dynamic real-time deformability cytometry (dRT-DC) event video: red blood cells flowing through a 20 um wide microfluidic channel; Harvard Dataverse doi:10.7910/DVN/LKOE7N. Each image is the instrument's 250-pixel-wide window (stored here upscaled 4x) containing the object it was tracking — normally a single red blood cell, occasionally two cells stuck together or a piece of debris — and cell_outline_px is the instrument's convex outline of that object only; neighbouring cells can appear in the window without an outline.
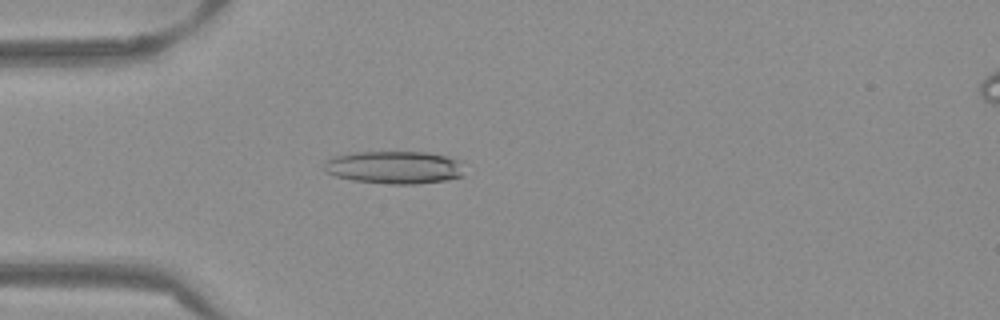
{"species": "Egyptian fruit bat (a non-hibernating species)", "species_latin": "Rousettus aegyptiacus", "temperature_condition": "warm", "stored_images_in_passage": 51, "camera_frame_rate_fps": 3000, "um_per_image_px": 0.085, "frame": {"image": 1, "passage_image": 14, "time_ms": 4.333, "image_size_px": [1000, 320], "cell_outline_px": [[464, 176], [444, 180], [416, 184], [392, 184], [352, 180], [336, 176], [324, 172], [324, 160], [336, 156], [352, 152], [424, 152], [448, 156], [460, 160]], "centroid_in_image_um": [33.51, 14.22], "position_along_channel_um": 51.5, "area_um2": 26.88}}
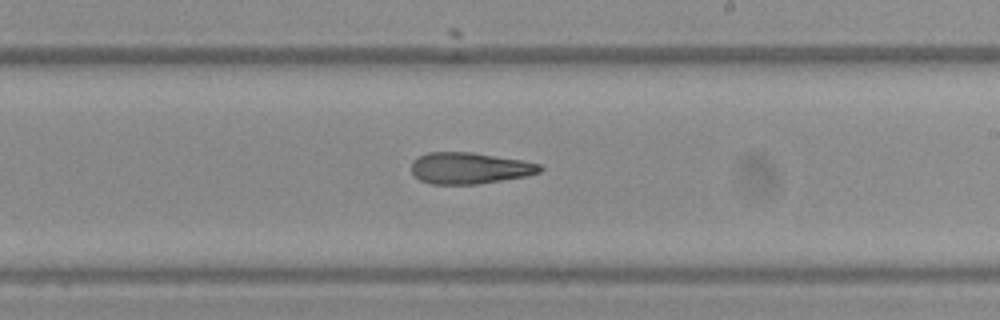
{"frame": {"image": 2, "passage_image": 30, "time_ms": 9.667, "image_size_px": [1000, 320], "cell_outline_px": [[544, 168], [540, 172], [528, 176], [476, 184], [432, 184], [420, 180], [412, 172], [412, 160], [428, 152], [472, 152], [524, 160], [540, 164]], "centroid_in_image_um": [39.95, 14.28], "position_along_channel_um": 249.1, "area_um2": 23.58}}
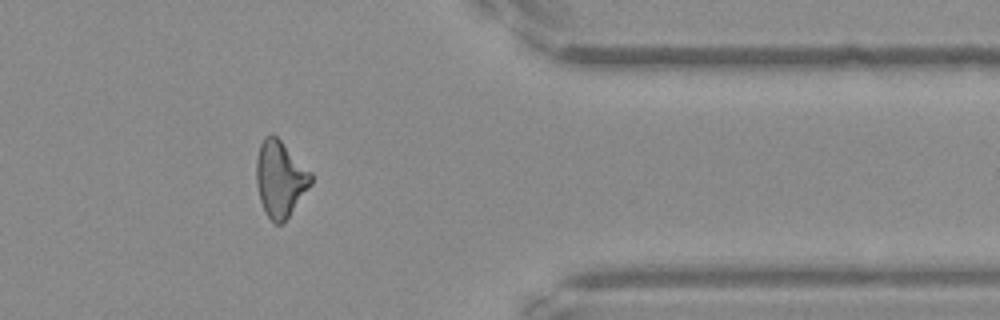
{"frame": {"image": 3, "passage_image": 42, "time_ms": 13.667, "image_size_px": [1000, 320], "cell_outline_px": [[312, 184], [288, 216], [280, 224], [276, 224], [264, 212], [260, 200], [256, 184], [256, 156], [260, 144], [264, 136], [272, 132], [312, 172]], "centroid_in_image_um": [23.8, 15.17], "position_along_channel_um": 387.6, "area_um2": 24.22}, "authors_computed_cell_mechanics": {"area_um2": 24.3338, "velocity_mm_per_s": 3.8944, "shape_relaxation_time_tau1_ms": null, "shape_relaxation_time_tau2_ms": 8.8797, "deformation_change_tau1": null, "deformation_change_tau2": 0.2545}}